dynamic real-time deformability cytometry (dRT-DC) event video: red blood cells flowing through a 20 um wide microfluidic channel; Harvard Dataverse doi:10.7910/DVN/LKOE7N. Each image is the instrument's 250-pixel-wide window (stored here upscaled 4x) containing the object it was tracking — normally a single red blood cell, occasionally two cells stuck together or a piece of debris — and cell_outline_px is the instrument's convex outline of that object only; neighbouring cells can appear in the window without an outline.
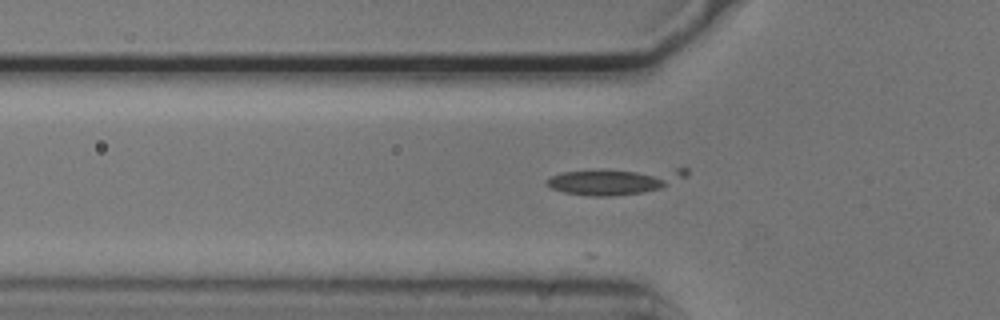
{"species": "common noctule bat (a hibernating species)", "species_latin": "Nyctalus noctula", "temperature_condition": "cold", "stored_images_in_passage": 13, "camera_frame_rate_fps": 3000, "um_per_image_px": 0.085, "animal": {"sex": "male", "body_mass_g": 20.5, "forearm_length_mm": 52.5}, "frame": {"image": 1, "passage_image": 11, "time_ms": 3.333, "image_size_px": [1000, 320], "cell_outline_px": [[688, 176], [660, 188], [640, 192], [612, 196], [592, 196], [564, 192], [552, 188], [544, 184], [552, 176], [560, 172], [600, 168], [688, 168]], "centroid_in_image_um": [52.26, 15.34], "position_along_channel_um": 73.5, "area_um2": 21.91}}